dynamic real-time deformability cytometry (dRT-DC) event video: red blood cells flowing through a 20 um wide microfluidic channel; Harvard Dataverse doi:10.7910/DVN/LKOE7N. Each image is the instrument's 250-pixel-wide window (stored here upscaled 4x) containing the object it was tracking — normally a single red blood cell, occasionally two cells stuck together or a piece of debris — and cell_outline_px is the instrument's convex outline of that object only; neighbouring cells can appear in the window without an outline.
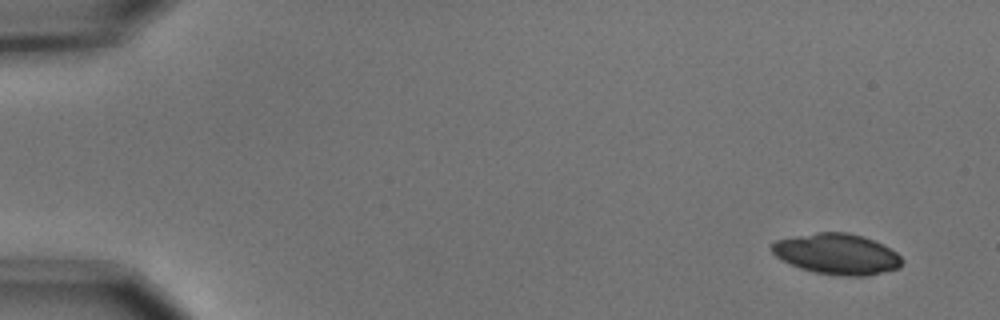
{"species": "common noctule bat (a hibernating species)", "species_latin": "Nyctalus noctula", "temperature_condition": "cold", "stored_images_in_passage": 5, "camera_frame_rate_fps": 3000, "um_per_image_px": 0.085, "animal": {"sex": "male", "body_mass_g": 15.6}, "frame": {"image": 1, "passage_image": 1, "time_ms": 0.0, "image_size_px": [1000, 320], "cell_outline_px": [[904, 260], [900, 268], [868, 276], [840, 276], [812, 272], [800, 268], [776, 256], [768, 248], [776, 240], [816, 232], [848, 232], [872, 240], [896, 252]], "centroid_in_image_um": [71.14, 21.6], "position_along_channel_um": 13.9, "area_um2": 30.87}}
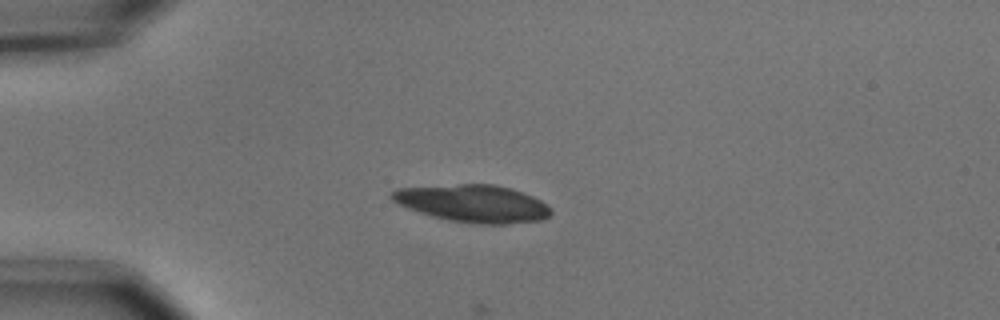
{"frame": {"image": 2, "passage_image": 4, "time_ms": 1.0, "image_size_px": [1000, 320], "cell_outline_px": [[552, 212], [548, 216], [540, 220], [508, 224], [472, 224], [448, 220], [432, 216], [408, 208], [392, 200], [388, 196], [388, 192], [396, 188], [460, 184], [496, 184], [512, 188], [532, 196], [540, 200], [552, 208]], "centroid_in_image_um": [40.19, 17.29], "position_along_channel_um": 44.8, "area_um2": 34.91}}